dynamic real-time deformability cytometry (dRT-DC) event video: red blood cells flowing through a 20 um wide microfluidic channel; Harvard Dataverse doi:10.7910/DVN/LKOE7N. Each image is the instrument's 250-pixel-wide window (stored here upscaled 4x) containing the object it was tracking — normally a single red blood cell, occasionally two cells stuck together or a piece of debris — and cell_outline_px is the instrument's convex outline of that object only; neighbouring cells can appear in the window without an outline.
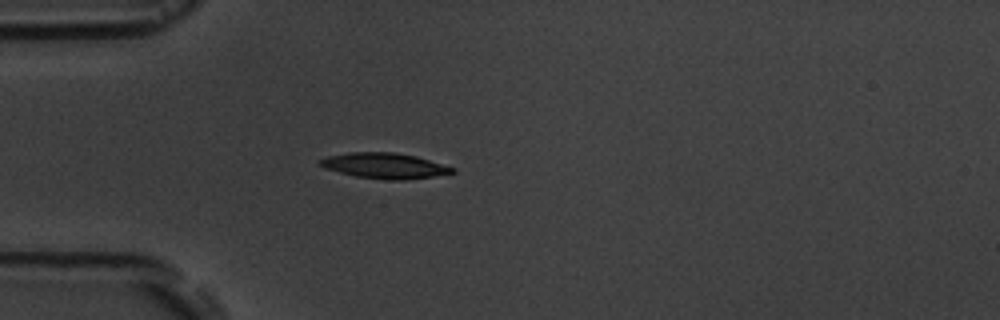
{"species": "common noctule bat (a hibernating species)", "species_latin": "Nyctalus noctula", "temperature_condition": "room temperature", "stored_images_in_passage": 4, "camera_frame_rate_fps": 3000, "um_per_image_px": 0.085, "animal": {"sex": "male", "body_mass_g": 19.5, "forearm_length_mm": 54.6}, "frame": {"image": 1, "passage_image": 4, "time_ms": 4.333, "image_size_px": [1000, 320], "cell_outline_px": [[456, 172], [432, 176], [404, 180], [388, 180], [356, 176], [324, 168], [320, 164], [320, 160], [328, 156], [348, 152], [396, 152], [416, 156], [456, 168]], "centroid_in_image_um": [32.71, 14.08], "position_along_channel_um": 52.3, "area_um2": 19.54}}